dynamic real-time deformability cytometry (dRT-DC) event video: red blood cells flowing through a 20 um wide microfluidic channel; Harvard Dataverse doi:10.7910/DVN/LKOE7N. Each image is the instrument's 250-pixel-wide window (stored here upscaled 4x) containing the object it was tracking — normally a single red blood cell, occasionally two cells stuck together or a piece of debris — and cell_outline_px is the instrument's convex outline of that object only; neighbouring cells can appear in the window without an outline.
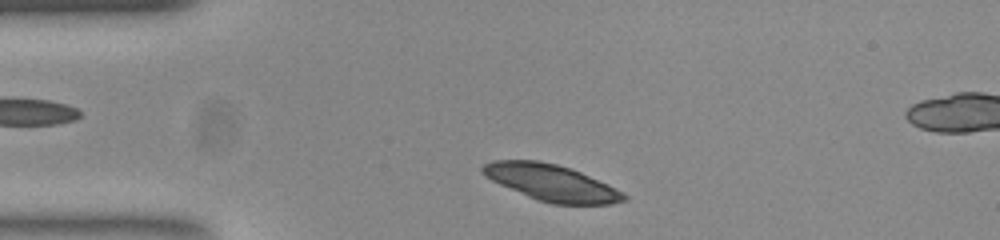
{"species": "common noctule bat (a hibernating species)", "species_latin": "Nyctalus noctula", "temperature_condition": "room temperature", "stored_images_in_passage": 45, "camera_frame_rate_fps": 3000, "um_per_image_px": 0.085, "animal": {"sex": "female", "body_mass_g": 23.0, "forearm_length_mm": 53.4}, "frame": {"image": 1, "passage_image": 2, "time_ms": 0.333, "image_size_px": [1000, 240], "cell_outline_px": [[628, 200], [612, 204], [552, 204], [536, 200], [500, 184], [484, 176], [480, 172], [480, 168], [484, 164], [492, 160], [540, 160], [572, 168], [608, 184], [628, 196]], "centroid_in_image_um": [46.86, 15.52], "position_along_channel_um": 38.1, "area_um2": 30.11}}